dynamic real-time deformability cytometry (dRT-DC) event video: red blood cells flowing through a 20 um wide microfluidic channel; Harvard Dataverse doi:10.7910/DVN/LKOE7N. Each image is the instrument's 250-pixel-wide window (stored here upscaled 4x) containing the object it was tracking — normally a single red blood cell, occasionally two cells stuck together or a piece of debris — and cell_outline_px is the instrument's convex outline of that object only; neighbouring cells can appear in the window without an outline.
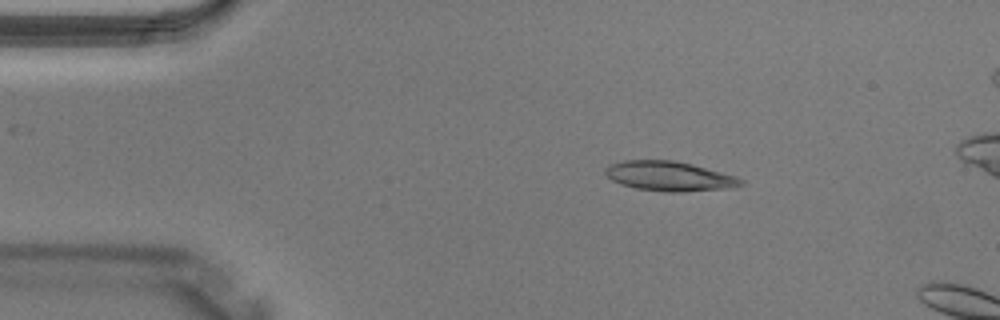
{"species": "Egyptian fruit bat (a non-hibernating species)", "species_latin": "Rousettus aegyptiacus", "temperature_condition": "warm", "stored_images_in_passage": 3, "camera_frame_rate_fps": 3000, "um_per_image_px": 0.085, "animal": {"sex": "male"}, "frame": {"image": 1, "passage_image": 2, "time_ms": 0.333, "image_size_px": [1000, 320], "cell_outline_px": [[744, 184], [732, 188], [684, 192], [664, 192], [636, 188], [620, 184], [612, 180], [604, 172], [604, 168], [608, 164], [624, 160], [672, 160], [692, 164], [736, 176], [744, 180]], "centroid_in_image_um": [56.89, 14.98], "position_along_channel_um": 28.1, "area_um2": 23.64}}